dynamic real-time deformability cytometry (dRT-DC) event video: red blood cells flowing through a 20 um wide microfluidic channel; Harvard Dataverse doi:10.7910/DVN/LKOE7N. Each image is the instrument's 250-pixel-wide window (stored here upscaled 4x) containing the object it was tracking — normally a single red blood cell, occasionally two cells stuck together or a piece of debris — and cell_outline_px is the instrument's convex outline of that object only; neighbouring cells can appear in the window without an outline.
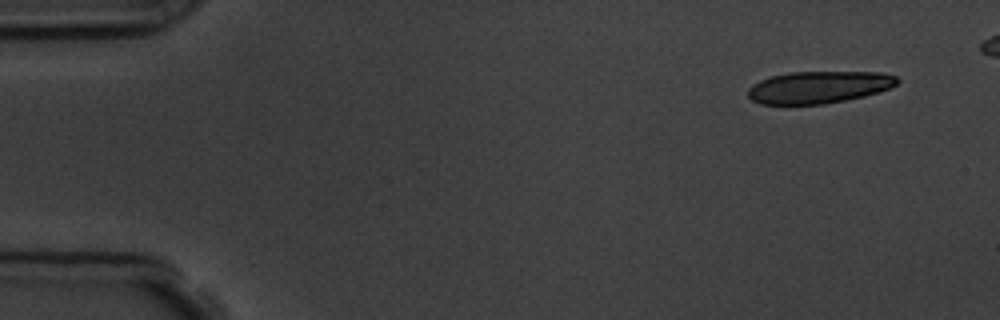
{"species": "common noctule bat (a hibernating species)", "species_latin": "Nyctalus noctula", "temperature_condition": "room temperature", "stored_images_in_passage": 6, "camera_frame_rate_fps": 3000, "um_per_image_px": 0.085, "animal": {"sex": "male", "body_mass_g": 19.5, "forearm_length_mm": 54.6}, "frame": {"image": 1, "passage_image": 1, "time_ms": 0.0, "image_size_px": [1000, 320], "cell_outline_px": [[900, 80], [896, 84], [888, 88], [864, 96], [824, 104], [760, 104], [752, 100], [748, 96], [748, 88], [752, 84], [760, 80], [772, 76], [792, 72], [880, 72], [896, 76]], "centroid_in_image_um": [69.57, 7.41], "position_along_channel_um": 15.4, "area_um2": 27.74}}